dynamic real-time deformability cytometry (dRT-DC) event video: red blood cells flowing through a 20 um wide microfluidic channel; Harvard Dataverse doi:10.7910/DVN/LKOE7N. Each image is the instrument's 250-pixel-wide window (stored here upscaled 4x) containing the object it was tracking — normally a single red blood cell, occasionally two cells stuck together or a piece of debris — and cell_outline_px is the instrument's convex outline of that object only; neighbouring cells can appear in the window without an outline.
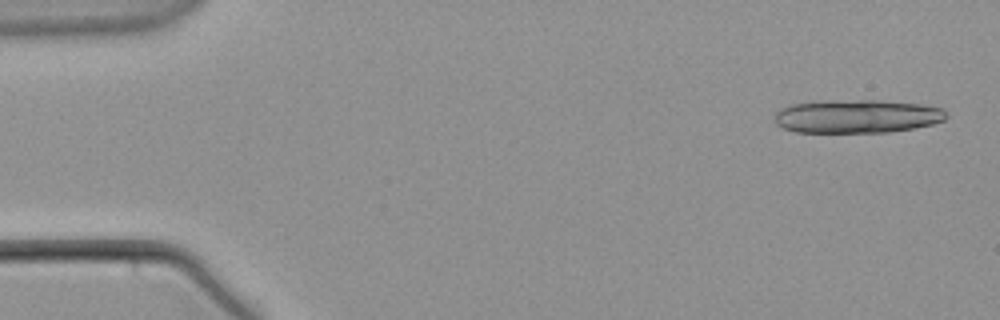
{"species": "common noctule bat (a hibernating species)", "species_latin": "Nyctalus noctula", "temperature_condition": "warm", "stored_images_in_passage": 15, "camera_frame_rate_fps": 3000, "um_per_image_px": 0.085, "animal": {"sex": "male", "body_mass_g": 21.5, "forearm_length_mm": 52.0}, "frame": {"image": 1, "passage_image": 2, "time_ms": 0.333, "image_size_px": [1000, 320], "cell_outline_px": [[948, 116], [944, 120], [932, 124], [912, 128], [888, 132], [796, 132], [784, 128], [776, 124], [776, 112], [780, 108], [792, 104], [860, 100], [872, 100], [920, 104], [940, 108]], "centroid_in_image_um": [72.85, 9.9], "position_along_channel_um": 12.2, "area_um2": 32.71}}